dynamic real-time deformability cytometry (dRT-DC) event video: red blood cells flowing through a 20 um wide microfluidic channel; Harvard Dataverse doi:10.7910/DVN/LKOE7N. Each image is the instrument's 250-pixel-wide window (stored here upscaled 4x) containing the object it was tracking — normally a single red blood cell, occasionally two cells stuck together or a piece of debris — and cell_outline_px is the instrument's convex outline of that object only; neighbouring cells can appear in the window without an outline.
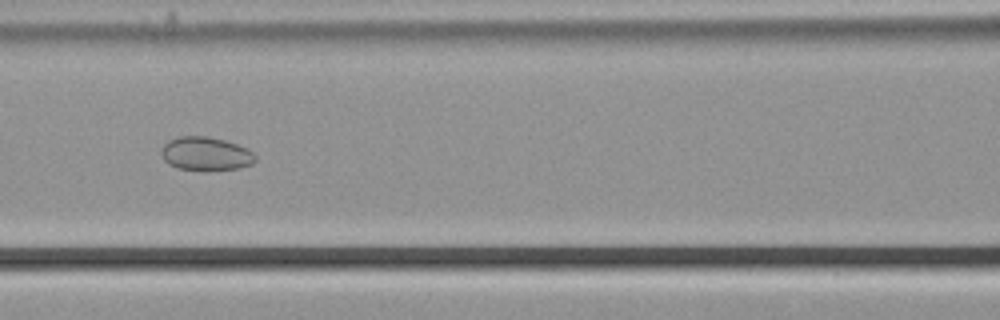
{"species": "common noctule bat (a hibernating species)", "species_latin": "Nyctalus noctula", "temperature_condition": "cold", "stored_images_in_passage": 40, "camera_frame_rate_fps": 3000, "um_per_image_px": 0.085, "animal": {"sex": "male", "body_mass_g": 21.5, "forearm_length_mm": 52.0}, "frame": {"image": 1, "passage_image": 16, "time_ms": 5.0, "image_size_px": [1000, 320], "cell_outline_px": [[256, 160], [252, 164], [240, 168], [204, 172], [176, 168], [168, 164], [164, 160], [160, 152], [164, 144], [168, 140], [180, 136], [208, 136], [224, 140], [248, 148], [256, 156]], "centroid_in_image_um": [17.48, 13.1], "position_along_channel_um": 149.1, "area_um2": 18.9}}
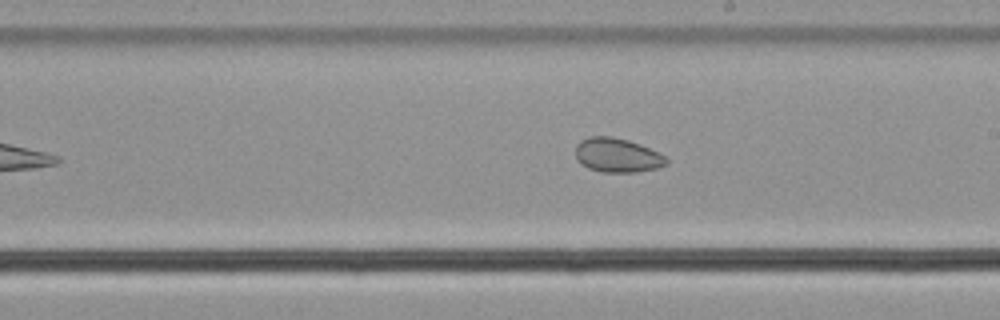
{"frame": {"image": 2, "passage_image": 23, "time_ms": 7.333, "image_size_px": [1000, 320], "cell_outline_px": [[668, 164], [656, 168], [636, 172], [600, 172], [588, 168], [580, 164], [576, 160], [576, 144], [580, 140], [588, 136], [612, 136], [628, 140], [640, 144], [664, 156], [668, 160]], "centroid_in_image_um": [52.42, 13.19], "position_along_channel_um": 236.6, "area_um2": 18.21}}
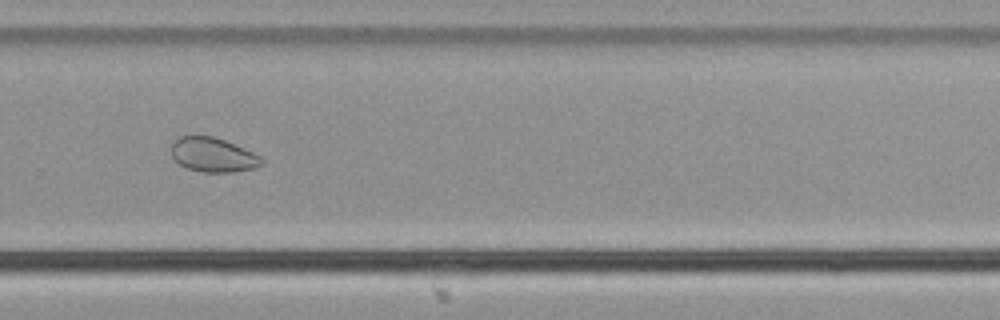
{"frame": {"image": 3, "passage_image": 29, "time_ms": 9.333, "image_size_px": [1000, 320], "cell_outline_px": [[264, 164], [256, 168], [236, 172], [200, 172], [184, 168], [172, 156], [172, 144], [180, 136], [212, 136], [224, 140], [244, 148], [260, 156], [264, 160]], "centroid_in_image_um": [18.14, 13.18], "position_along_channel_um": 311.7, "area_um2": 18.15}, "authors_computed_cell_mechanics": {"area_um2": 20.4612, "velocity_mm_per_s": 3.7583, "shape_relaxation_time_tau1_ms": null, "shape_relaxation_time_tau2_ms": 4.788, "deformation_change_tau1": null, "deformation_change_tau2": 0.078}}